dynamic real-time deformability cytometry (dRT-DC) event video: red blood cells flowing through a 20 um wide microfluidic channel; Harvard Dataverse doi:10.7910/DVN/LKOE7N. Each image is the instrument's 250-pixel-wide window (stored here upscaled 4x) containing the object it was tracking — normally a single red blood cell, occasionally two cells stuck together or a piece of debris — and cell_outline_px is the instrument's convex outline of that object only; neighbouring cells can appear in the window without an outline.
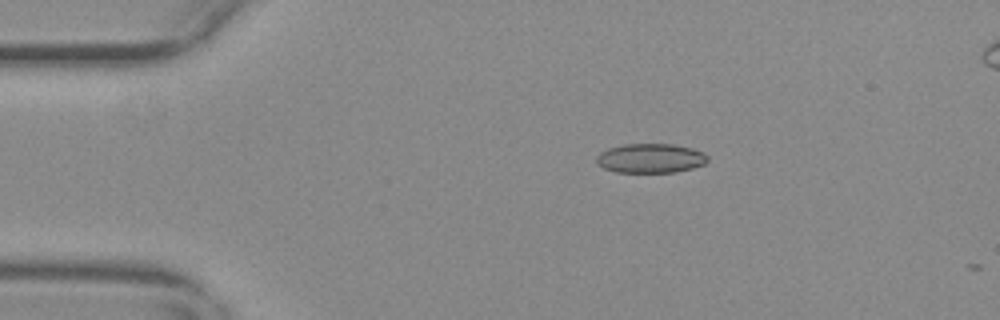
{"species": "common noctule bat (a hibernating species)", "species_latin": "Nyctalus noctula", "temperature_condition": "warm", "stored_images_in_passage": 5, "camera_frame_rate_fps": 3000, "um_per_image_px": 0.085, "animal": {"sex": "female", "body_mass_g": 29.2, "forearm_length_mm": 56.3}, "frame": {"image": 1, "passage_image": 4, "time_ms": 1.0, "image_size_px": [1000, 320], "cell_outline_px": [[708, 160], [704, 164], [692, 168], [676, 172], [616, 172], [604, 168], [596, 164], [596, 156], [600, 152], [608, 148], [624, 144], [672, 144], [692, 148], [704, 152], [708, 156]], "centroid_in_image_um": [55.29, 13.45], "position_along_channel_um": 29.7, "area_um2": 19.13}}